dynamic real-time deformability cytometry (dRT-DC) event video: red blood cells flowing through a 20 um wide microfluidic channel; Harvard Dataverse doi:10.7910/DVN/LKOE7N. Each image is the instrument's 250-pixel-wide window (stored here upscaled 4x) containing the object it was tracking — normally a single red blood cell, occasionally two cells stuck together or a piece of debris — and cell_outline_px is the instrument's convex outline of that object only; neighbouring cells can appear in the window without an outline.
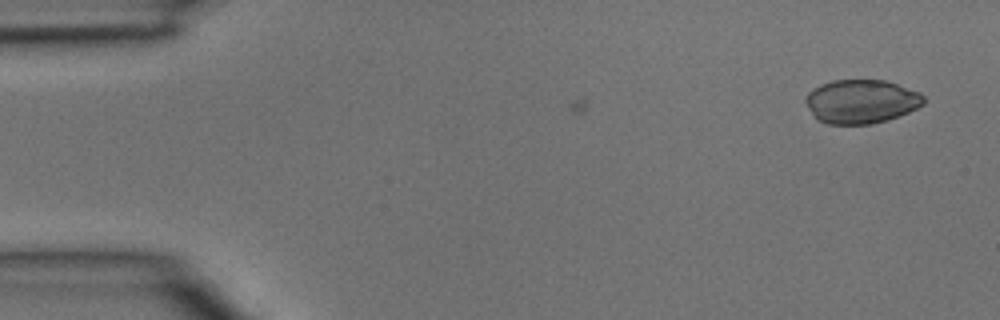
{"species": "common noctule bat (a hibernating species)", "species_latin": "Nyctalus noctula", "temperature_condition": "room temperature", "stored_images_in_passage": 2, "camera_frame_rate_fps": 3000, "um_per_image_px": 0.085, "animal": {"sex": "male", "body_mass_g": 15.6}, "frame": {"image": 1, "passage_image": 2, "time_ms": 0.333, "image_size_px": [1000, 320], "cell_outline_px": [[924, 104], [908, 112], [888, 120], [872, 124], [828, 124], [816, 120], [812, 116], [804, 100], [808, 92], [812, 88], [820, 84], [832, 80], [884, 80], [920, 92], [924, 96]], "centroid_in_image_um": [73.16, 8.63], "position_along_channel_um": 11.8, "area_um2": 30.4}}